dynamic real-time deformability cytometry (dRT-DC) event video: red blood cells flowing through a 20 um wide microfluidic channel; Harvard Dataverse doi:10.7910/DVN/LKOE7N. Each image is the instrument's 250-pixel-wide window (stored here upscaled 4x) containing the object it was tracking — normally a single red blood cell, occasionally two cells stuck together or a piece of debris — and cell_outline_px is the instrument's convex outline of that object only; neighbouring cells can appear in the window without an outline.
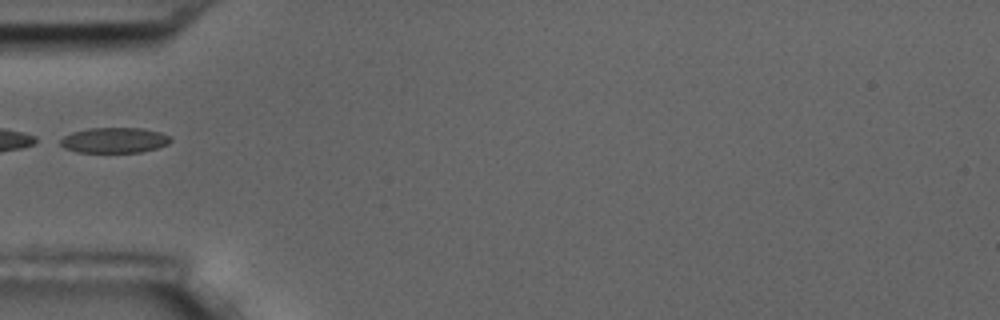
{"species": "common noctule bat (a hibernating species)", "species_latin": "Nyctalus noctula", "temperature_condition": "room temperature", "stored_images_in_passage": 6, "segment_of_instrument_passage": [2, 2], "camera_frame_rate_fps": 3000, "um_per_image_px": 0.085, "animal": {"sex": "male", "body_mass_g": 17.5, "forearm_length_mm": 52.3}, "frame": {"image": 1, "passage_image": 6, "time_ms": 5.667, "image_size_px": [1000, 320], "cell_outline_px": [[172, 140], [168, 144], [156, 148], [140, 152], [76, 152], [64, 148], [60, 144], [60, 140], [64, 136], [72, 132], [88, 128], [144, 128], [160, 132], [168, 136]], "centroid_in_image_um": [9.7, 11.91], "position_along_channel_um": 75.3, "area_um2": 16.3}}